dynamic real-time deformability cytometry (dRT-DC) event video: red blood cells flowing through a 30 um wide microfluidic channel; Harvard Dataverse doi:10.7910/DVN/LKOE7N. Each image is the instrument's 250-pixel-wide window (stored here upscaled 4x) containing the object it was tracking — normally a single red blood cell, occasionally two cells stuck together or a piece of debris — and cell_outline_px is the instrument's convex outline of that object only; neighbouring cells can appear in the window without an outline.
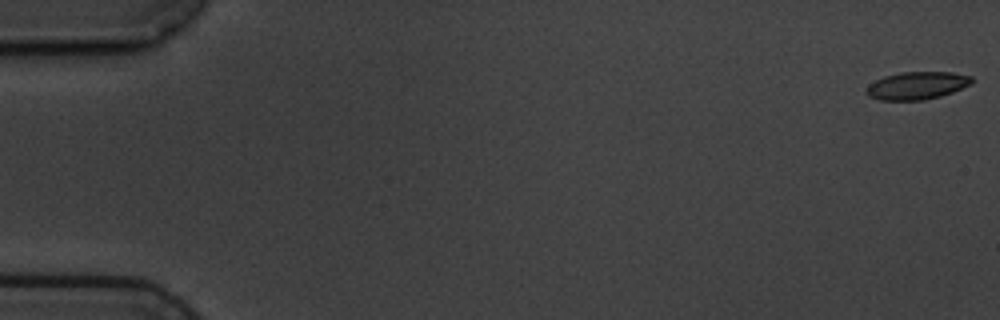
{"species": "common noctule bat (a hibernating species)", "species_latin": "Nyctalus noctula", "temperature_condition": "cold", "stored_images_in_passage": 10, "camera_frame_rate_fps": 3000, "um_per_image_px": 0.085, "animal": {"sex": "male", "body_mass_g": 19.5, "forearm_length_mm": 54.6}, "frame": {"image": 1, "passage_image": 1, "time_ms": 0.0, "image_size_px": [1000, 320], "cell_outline_px": [[972, 84], [952, 92], [940, 96], [924, 100], [880, 100], [868, 96], [864, 92], [868, 84], [884, 76], [900, 72], [952, 72], [972, 76]], "centroid_in_image_um": [77.92, 7.27], "position_along_channel_um": 7.1, "area_um2": 17.11}}
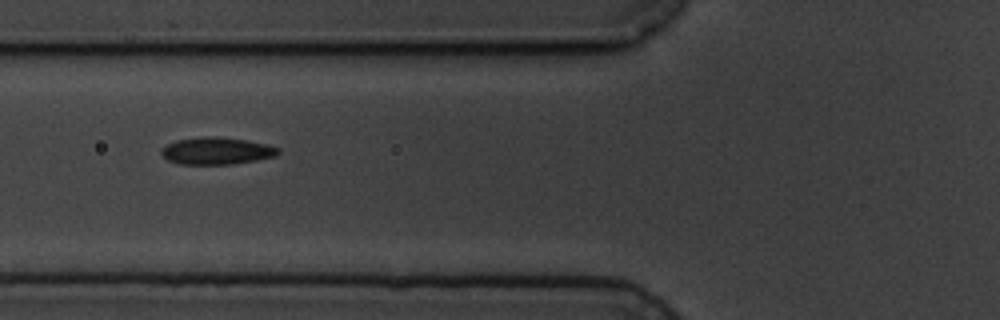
{"frame": {"image": 2, "passage_image": 7, "time_ms": 7.0, "image_size_px": [1000, 320], "cell_outline_px": [[280, 152], [276, 156], [256, 160], [232, 164], [176, 164], [168, 160], [160, 152], [160, 148], [176, 140], [208, 136], [216, 136], [248, 140], [268, 144], [280, 148]], "centroid_in_image_um": [18.43, 12.82], "position_along_channel_um": 107.4, "area_um2": 18.61}}
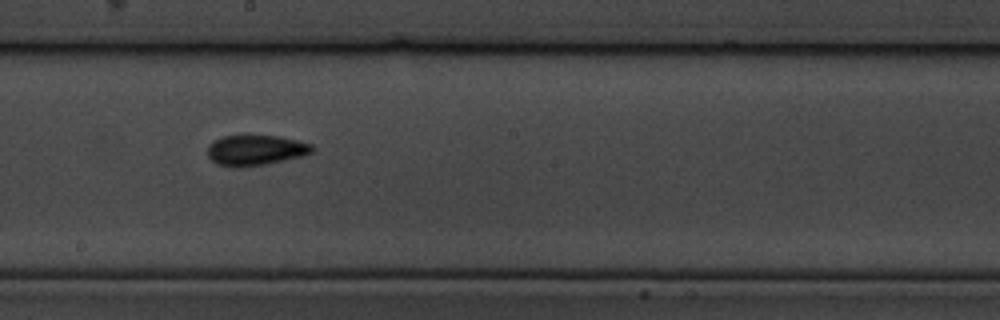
{"frame": {"image": 3, "passage_image": 10, "time_ms": 10.333, "image_size_px": [1000, 320], "cell_outline_px": [[312, 152], [300, 156], [264, 164], [216, 164], [208, 156], [208, 144], [212, 140], [224, 136], [240, 132], [244, 132], [280, 136], [312, 144]], "centroid_in_image_um": [21.69, 12.65], "position_along_channel_um": 226.5, "area_um2": 18.5}}